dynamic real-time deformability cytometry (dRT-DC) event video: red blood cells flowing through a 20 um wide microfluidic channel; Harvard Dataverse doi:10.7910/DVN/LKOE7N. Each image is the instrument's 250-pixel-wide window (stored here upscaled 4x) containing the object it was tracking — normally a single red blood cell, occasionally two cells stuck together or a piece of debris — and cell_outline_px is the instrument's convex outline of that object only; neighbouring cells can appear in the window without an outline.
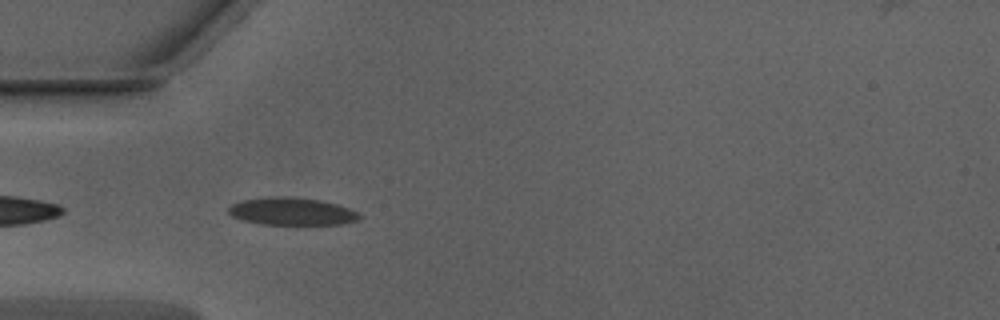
{"species": "Egyptian fruit bat (a non-hibernating species)", "species_latin": "Rousettus aegyptiacus", "temperature_condition": "warm", "stored_images_in_passage": 4, "camera_frame_rate_fps": 3000, "um_per_image_px": 0.085, "animal": {"sex": "male"}, "frame": {"image": 1, "passage_image": 2, "time_ms": 0.333, "image_size_px": [1000, 320], "cell_outline_px": [[364, 216], [356, 220], [340, 224], [260, 224], [244, 220], [232, 216], [228, 212], [228, 208], [232, 204], [244, 200], [268, 196], [288, 196], [320, 200], [336, 204], [348, 208]], "centroid_in_image_um": [24.79, 17.96], "position_along_channel_um": 60.2, "area_um2": 20.87}}